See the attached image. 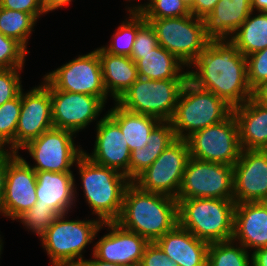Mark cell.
I'll use <instances>...</instances> for the list:
<instances>
[{
    "instance_id": "cell-1",
    "label": "cell",
    "mask_w": 267,
    "mask_h": 266,
    "mask_svg": "<svg viewBox=\"0 0 267 266\" xmlns=\"http://www.w3.org/2000/svg\"><path fill=\"white\" fill-rule=\"evenodd\" d=\"M192 65L196 71H188V79L232 108L252 97L247 59L230 40H210Z\"/></svg>"
},
{
    "instance_id": "cell-2",
    "label": "cell",
    "mask_w": 267,
    "mask_h": 266,
    "mask_svg": "<svg viewBox=\"0 0 267 266\" xmlns=\"http://www.w3.org/2000/svg\"><path fill=\"white\" fill-rule=\"evenodd\" d=\"M116 222L153 243L178 224V202L174 197L141 190L131 182Z\"/></svg>"
},
{
    "instance_id": "cell-3",
    "label": "cell",
    "mask_w": 267,
    "mask_h": 266,
    "mask_svg": "<svg viewBox=\"0 0 267 266\" xmlns=\"http://www.w3.org/2000/svg\"><path fill=\"white\" fill-rule=\"evenodd\" d=\"M85 199L99 220L119 219L124 193L131 181L115 169L96 164L83 153L77 160Z\"/></svg>"
},
{
    "instance_id": "cell-4",
    "label": "cell",
    "mask_w": 267,
    "mask_h": 266,
    "mask_svg": "<svg viewBox=\"0 0 267 266\" xmlns=\"http://www.w3.org/2000/svg\"><path fill=\"white\" fill-rule=\"evenodd\" d=\"M235 205L230 199H180L178 224L208 243L228 241L234 234Z\"/></svg>"
},
{
    "instance_id": "cell-5",
    "label": "cell",
    "mask_w": 267,
    "mask_h": 266,
    "mask_svg": "<svg viewBox=\"0 0 267 266\" xmlns=\"http://www.w3.org/2000/svg\"><path fill=\"white\" fill-rule=\"evenodd\" d=\"M231 112L232 107L222 98L188 79L170 122L176 138L186 140L194 132L224 120Z\"/></svg>"
},
{
    "instance_id": "cell-6",
    "label": "cell",
    "mask_w": 267,
    "mask_h": 266,
    "mask_svg": "<svg viewBox=\"0 0 267 266\" xmlns=\"http://www.w3.org/2000/svg\"><path fill=\"white\" fill-rule=\"evenodd\" d=\"M65 215H59L40 238L52 266H79L84 260L82 251L96 238L103 223L99 219L65 220Z\"/></svg>"
},
{
    "instance_id": "cell-7",
    "label": "cell",
    "mask_w": 267,
    "mask_h": 266,
    "mask_svg": "<svg viewBox=\"0 0 267 266\" xmlns=\"http://www.w3.org/2000/svg\"><path fill=\"white\" fill-rule=\"evenodd\" d=\"M188 79L151 80L138 77L116 103L131 112L171 121Z\"/></svg>"
},
{
    "instance_id": "cell-8",
    "label": "cell",
    "mask_w": 267,
    "mask_h": 266,
    "mask_svg": "<svg viewBox=\"0 0 267 266\" xmlns=\"http://www.w3.org/2000/svg\"><path fill=\"white\" fill-rule=\"evenodd\" d=\"M145 20L154 28L158 45L189 68L210 42L205 34L204 20L192 14L175 18H145Z\"/></svg>"
},
{
    "instance_id": "cell-9",
    "label": "cell",
    "mask_w": 267,
    "mask_h": 266,
    "mask_svg": "<svg viewBox=\"0 0 267 266\" xmlns=\"http://www.w3.org/2000/svg\"><path fill=\"white\" fill-rule=\"evenodd\" d=\"M186 140L190 157L201 161L233 166L242 152L239 127L233 112L224 120L194 132Z\"/></svg>"
},
{
    "instance_id": "cell-10",
    "label": "cell",
    "mask_w": 267,
    "mask_h": 266,
    "mask_svg": "<svg viewBox=\"0 0 267 266\" xmlns=\"http://www.w3.org/2000/svg\"><path fill=\"white\" fill-rule=\"evenodd\" d=\"M233 186V166L189 157L176 200L177 202L180 199L190 198L233 200Z\"/></svg>"
},
{
    "instance_id": "cell-11",
    "label": "cell",
    "mask_w": 267,
    "mask_h": 266,
    "mask_svg": "<svg viewBox=\"0 0 267 266\" xmlns=\"http://www.w3.org/2000/svg\"><path fill=\"white\" fill-rule=\"evenodd\" d=\"M189 157L187 140L177 138L133 183L141 190L176 198Z\"/></svg>"
},
{
    "instance_id": "cell-12",
    "label": "cell",
    "mask_w": 267,
    "mask_h": 266,
    "mask_svg": "<svg viewBox=\"0 0 267 266\" xmlns=\"http://www.w3.org/2000/svg\"><path fill=\"white\" fill-rule=\"evenodd\" d=\"M73 135L72 131L53 127L21 149L28 150L35 160V166H30L35 172L73 173L70 167L84 152L75 146Z\"/></svg>"
},
{
    "instance_id": "cell-13",
    "label": "cell",
    "mask_w": 267,
    "mask_h": 266,
    "mask_svg": "<svg viewBox=\"0 0 267 266\" xmlns=\"http://www.w3.org/2000/svg\"><path fill=\"white\" fill-rule=\"evenodd\" d=\"M43 79L57 90L92 95L104 103L108 97L97 50L78 56L49 72Z\"/></svg>"
},
{
    "instance_id": "cell-14",
    "label": "cell",
    "mask_w": 267,
    "mask_h": 266,
    "mask_svg": "<svg viewBox=\"0 0 267 266\" xmlns=\"http://www.w3.org/2000/svg\"><path fill=\"white\" fill-rule=\"evenodd\" d=\"M43 84L50 90L54 128L77 133L97 119L105 106L99 97L54 89L45 79Z\"/></svg>"
},
{
    "instance_id": "cell-15",
    "label": "cell",
    "mask_w": 267,
    "mask_h": 266,
    "mask_svg": "<svg viewBox=\"0 0 267 266\" xmlns=\"http://www.w3.org/2000/svg\"><path fill=\"white\" fill-rule=\"evenodd\" d=\"M233 177L236 204L267 201V150H242Z\"/></svg>"
},
{
    "instance_id": "cell-16",
    "label": "cell",
    "mask_w": 267,
    "mask_h": 266,
    "mask_svg": "<svg viewBox=\"0 0 267 266\" xmlns=\"http://www.w3.org/2000/svg\"><path fill=\"white\" fill-rule=\"evenodd\" d=\"M53 128L50 90L43 84L28 93L21 91V111L15 135V152Z\"/></svg>"
},
{
    "instance_id": "cell-17",
    "label": "cell",
    "mask_w": 267,
    "mask_h": 266,
    "mask_svg": "<svg viewBox=\"0 0 267 266\" xmlns=\"http://www.w3.org/2000/svg\"><path fill=\"white\" fill-rule=\"evenodd\" d=\"M36 172L25 159L16 155L9 163L3 199V214L15 220L37 202Z\"/></svg>"
},
{
    "instance_id": "cell-18",
    "label": "cell",
    "mask_w": 267,
    "mask_h": 266,
    "mask_svg": "<svg viewBox=\"0 0 267 266\" xmlns=\"http://www.w3.org/2000/svg\"><path fill=\"white\" fill-rule=\"evenodd\" d=\"M110 232L101 237L93 247V255L105 262L139 266L149 242L133 231L115 222H104Z\"/></svg>"
},
{
    "instance_id": "cell-19",
    "label": "cell",
    "mask_w": 267,
    "mask_h": 266,
    "mask_svg": "<svg viewBox=\"0 0 267 266\" xmlns=\"http://www.w3.org/2000/svg\"><path fill=\"white\" fill-rule=\"evenodd\" d=\"M92 155L83 152L96 164L117 170L129 179L131 151L120 127L107 115L97 122Z\"/></svg>"
},
{
    "instance_id": "cell-20",
    "label": "cell",
    "mask_w": 267,
    "mask_h": 266,
    "mask_svg": "<svg viewBox=\"0 0 267 266\" xmlns=\"http://www.w3.org/2000/svg\"><path fill=\"white\" fill-rule=\"evenodd\" d=\"M232 239L246 250L267 247V201L235 205Z\"/></svg>"
},
{
    "instance_id": "cell-21",
    "label": "cell",
    "mask_w": 267,
    "mask_h": 266,
    "mask_svg": "<svg viewBox=\"0 0 267 266\" xmlns=\"http://www.w3.org/2000/svg\"><path fill=\"white\" fill-rule=\"evenodd\" d=\"M179 266H207L209 243L179 224L155 242Z\"/></svg>"
},
{
    "instance_id": "cell-22",
    "label": "cell",
    "mask_w": 267,
    "mask_h": 266,
    "mask_svg": "<svg viewBox=\"0 0 267 266\" xmlns=\"http://www.w3.org/2000/svg\"><path fill=\"white\" fill-rule=\"evenodd\" d=\"M35 204L52 207L59 215L68 214L75 202L76 185L72 173L36 172Z\"/></svg>"
},
{
    "instance_id": "cell-23",
    "label": "cell",
    "mask_w": 267,
    "mask_h": 266,
    "mask_svg": "<svg viewBox=\"0 0 267 266\" xmlns=\"http://www.w3.org/2000/svg\"><path fill=\"white\" fill-rule=\"evenodd\" d=\"M252 13L251 0H219L205 17V34L210 40H227Z\"/></svg>"
},
{
    "instance_id": "cell-24",
    "label": "cell",
    "mask_w": 267,
    "mask_h": 266,
    "mask_svg": "<svg viewBox=\"0 0 267 266\" xmlns=\"http://www.w3.org/2000/svg\"><path fill=\"white\" fill-rule=\"evenodd\" d=\"M242 150H267V106L252 97L232 108Z\"/></svg>"
},
{
    "instance_id": "cell-25",
    "label": "cell",
    "mask_w": 267,
    "mask_h": 266,
    "mask_svg": "<svg viewBox=\"0 0 267 266\" xmlns=\"http://www.w3.org/2000/svg\"><path fill=\"white\" fill-rule=\"evenodd\" d=\"M96 50L105 90L116 102L138 79L136 63L129 56L109 54L101 47Z\"/></svg>"
},
{
    "instance_id": "cell-26",
    "label": "cell",
    "mask_w": 267,
    "mask_h": 266,
    "mask_svg": "<svg viewBox=\"0 0 267 266\" xmlns=\"http://www.w3.org/2000/svg\"><path fill=\"white\" fill-rule=\"evenodd\" d=\"M130 58L136 63L138 77L151 80L188 79V72L182 73L181 70L184 64L160 45L147 54H131Z\"/></svg>"
},
{
    "instance_id": "cell-27",
    "label": "cell",
    "mask_w": 267,
    "mask_h": 266,
    "mask_svg": "<svg viewBox=\"0 0 267 266\" xmlns=\"http://www.w3.org/2000/svg\"><path fill=\"white\" fill-rule=\"evenodd\" d=\"M176 139L172 123L170 121H160L151 131L147 145L131 152L129 180L133 182Z\"/></svg>"
},
{
    "instance_id": "cell-28",
    "label": "cell",
    "mask_w": 267,
    "mask_h": 266,
    "mask_svg": "<svg viewBox=\"0 0 267 266\" xmlns=\"http://www.w3.org/2000/svg\"><path fill=\"white\" fill-rule=\"evenodd\" d=\"M107 115L120 127L131 152L147 145L151 131L160 122L156 117L128 111L117 103Z\"/></svg>"
},
{
    "instance_id": "cell-29",
    "label": "cell",
    "mask_w": 267,
    "mask_h": 266,
    "mask_svg": "<svg viewBox=\"0 0 267 266\" xmlns=\"http://www.w3.org/2000/svg\"><path fill=\"white\" fill-rule=\"evenodd\" d=\"M228 38L245 56L267 48V12L259 11L257 16H251Z\"/></svg>"
},
{
    "instance_id": "cell-30",
    "label": "cell",
    "mask_w": 267,
    "mask_h": 266,
    "mask_svg": "<svg viewBox=\"0 0 267 266\" xmlns=\"http://www.w3.org/2000/svg\"><path fill=\"white\" fill-rule=\"evenodd\" d=\"M36 21L31 14L0 7V33L15 39L26 50Z\"/></svg>"
},
{
    "instance_id": "cell-31",
    "label": "cell",
    "mask_w": 267,
    "mask_h": 266,
    "mask_svg": "<svg viewBox=\"0 0 267 266\" xmlns=\"http://www.w3.org/2000/svg\"><path fill=\"white\" fill-rule=\"evenodd\" d=\"M234 240L213 242L208 245L207 266H252L249 252Z\"/></svg>"
},
{
    "instance_id": "cell-32",
    "label": "cell",
    "mask_w": 267,
    "mask_h": 266,
    "mask_svg": "<svg viewBox=\"0 0 267 266\" xmlns=\"http://www.w3.org/2000/svg\"><path fill=\"white\" fill-rule=\"evenodd\" d=\"M128 20L122 22L117 32L112 35L114 41L108 47H101L105 52L114 55L131 56L137 30L146 22L140 12H131Z\"/></svg>"
},
{
    "instance_id": "cell-33",
    "label": "cell",
    "mask_w": 267,
    "mask_h": 266,
    "mask_svg": "<svg viewBox=\"0 0 267 266\" xmlns=\"http://www.w3.org/2000/svg\"><path fill=\"white\" fill-rule=\"evenodd\" d=\"M128 9L129 13L140 12L144 18H175L191 15L190 9L181 0H151L145 5L138 4Z\"/></svg>"
},
{
    "instance_id": "cell-34",
    "label": "cell",
    "mask_w": 267,
    "mask_h": 266,
    "mask_svg": "<svg viewBox=\"0 0 267 266\" xmlns=\"http://www.w3.org/2000/svg\"><path fill=\"white\" fill-rule=\"evenodd\" d=\"M21 111V93L0 106V141L15 152V135Z\"/></svg>"
},
{
    "instance_id": "cell-35",
    "label": "cell",
    "mask_w": 267,
    "mask_h": 266,
    "mask_svg": "<svg viewBox=\"0 0 267 266\" xmlns=\"http://www.w3.org/2000/svg\"><path fill=\"white\" fill-rule=\"evenodd\" d=\"M58 216L59 214L52 207L35 204L16 219H19L21 223L27 226L26 228L41 237Z\"/></svg>"
},
{
    "instance_id": "cell-36",
    "label": "cell",
    "mask_w": 267,
    "mask_h": 266,
    "mask_svg": "<svg viewBox=\"0 0 267 266\" xmlns=\"http://www.w3.org/2000/svg\"><path fill=\"white\" fill-rule=\"evenodd\" d=\"M27 52L15 39L0 33V69L22 68Z\"/></svg>"
},
{
    "instance_id": "cell-37",
    "label": "cell",
    "mask_w": 267,
    "mask_h": 266,
    "mask_svg": "<svg viewBox=\"0 0 267 266\" xmlns=\"http://www.w3.org/2000/svg\"><path fill=\"white\" fill-rule=\"evenodd\" d=\"M18 70L22 68L0 69V106L16 98L23 90Z\"/></svg>"
},
{
    "instance_id": "cell-38",
    "label": "cell",
    "mask_w": 267,
    "mask_h": 266,
    "mask_svg": "<svg viewBox=\"0 0 267 266\" xmlns=\"http://www.w3.org/2000/svg\"><path fill=\"white\" fill-rule=\"evenodd\" d=\"M248 83L253 90L261 82L267 80V48L246 57Z\"/></svg>"
},
{
    "instance_id": "cell-39",
    "label": "cell",
    "mask_w": 267,
    "mask_h": 266,
    "mask_svg": "<svg viewBox=\"0 0 267 266\" xmlns=\"http://www.w3.org/2000/svg\"><path fill=\"white\" fill-rule=\"evenodd\" d=\"M158 46L154 28L145 22L138 30L131 54H147Z\"/></svg>"
},
{
    "instance_id": "cell-40",
    "label": "cell",
    "mask_w": 267,
    "mask_h": 266,
    "mask_svg": "<svg viewBox=\"0 0 267 266\" xmlns=\"http://www.w3.org/2000/svg\"><path fill=\"white\" fill-rule=\"evenodd\" d=\"M139 266H179L171 260L155 243H149L143 253Z\"/></svg>"
},
{
    "instance_id": "cell-41",
    "label": "cell",
    "mask_w": 267,
    "mask_h": 266,
    "mask_svg": "<svg viewBox=\"0 0 267 266\" xmlns=\"http://www.w3.org/2000/svg\"><path fill=\"white\" fill-rule=\"evenodd\" d=\"M0 7L31 14L36 20L45 14L41 0H0Z\"/></svg>"
},
{
    "instance_id": "cell-42",
    "label": "cell",
    "mask_w": 267,
    "mask_h": 266,
    "mask_svg": "<svg viewBox=\"0 0 267 266\" xmlns=\"http://www.w3.org/2000/svg\"><path fill=\"white\" fill-rule=\"evenodd\" d=\"M17 152L8 151L5 155L0 157V213L3 214V199L5 192V182L8 163L17 155Z\"/></svg>"
},
{
    "instance_id": "cell-43",
    "label": "cell",
    "mask_w": 267,
    "mask_h": 266,
    "mask_svg": "<svg viewBox=\"0 0 267 266\" xmlns=\"http://www.w3.org/2000/svg\"><path fill=\"white\" fill-rule=\"evenodd\" d=\"M219 0H193L190 12L198 18H205L215 7Z\"/></svg>"
},
{
    "instance_id": "cell-44",
    "label": "cell",
    "mask_w": 267,
    "mask_h": 266,
    "mask_svg": "<svg viewBox=\"0 0 267 266\" xmlns=\"http://www.w3.org/2000/svg\"><path fill=\"white\" fill-rule=\"evenodd\" d=\"M252 98L258 103L267 106V80L261 82L253 89Z\"/></svg>"
},
{
    "instance_id": "cell-45",
    "label": "cell",
    "mask_w": 267,
    "mask_h": 266,
    "mask_svg": "<svg viewBox=\"0 0 267 266\" xmlns=\"http://www.w3.org/2000/svg\"><path fill=\"white\" fill-rule=\"evenodd\" d=\"M252 266H267V247L254 250L251 255Z\"/></svg>"
},
{
    "instance_id": "cell-46",
    "label": "cell",
    "mask_w": 267,
    "mask_h": 266,
    "mask_svg": "<svg viewBox=\"0 0 267 266\" xmlns=\"http://www.w3.org/2000/svg\"><path fill=\"white\" fill-rule=\"evenodd\" d=\"M72 0H41L45 13L68 5Z\"/></svg>"
},
{
    "instance_id": "cell-47",
    "label": "cell",
    "mask_w": 267,
    "mask_h": 266,
    "mask_svg": "<svg viewBox=\"0 0 267 266\" xmlns=\"http://www.w3.org/2000/svg\"><path fill=\"white\" fill-rule=\"evenodd\" d=\"M93 260H83L79 266H130V265H124V264H116L111 262H105L98 258H96L93 255Z\"/></svg>"
},
{
    "instance_id": "cell-48",
    "label": "cell",
    "mask_w": 267,
    "mask_h": 266,
    "mask_svg": "<svg viewBox=\"0 0 267 266\" xmlns=\"http://www.w3.org/2000/svg\"><path fill=\"white\" fill-rule=\"evenodd\" d=\"M252 2V11L254 12V9L258 12L264 11L267 12V0H251Z\"/></svg>"
},
{
    "instance_id": "cell-49",
    "label": "cell",
    "mask_w": 267,
    "mask_h": 266,
    "mask_svg": "<svg viewBox=\"0 0 267 266\" xmlns=\"http://www.w3.org/2000/svg\"><path fill=\"white\" fill-rule=\"evenodd\" d=\"M189 9L192 8L193 0H181Z\"/></svg>"
},
{
    "instance_id": "cell-50",
    "label": "cell",
    "mask_w": 267,
    "mask_h": 266,
    "mask_svg": "<svg viewBox=\"0 0 267 266\" xmlns=\"http://www.w3.org/2000/svg\"><path fill=\"white\" fill-rule=\"evenodd\" d=\"M3 147L4 145L0 141V157L5 155L8 152V150L4 149Z\"/></svg>"
},
{
    "instance_id": "cell-51",
    "label": "cell",
    "mask_w": 267,
    "mask_h": 266,
    "mask_svg": "<svg viewBox=\"0 0 267 266\" xmlns=\"http://www.w3.org/2000/svg\"><path fill=\"white\" fill-rule=\"evenodd\" d=\"M3 244H2V240H1V237H0V255H1V252H2V246Z\"/></svg>"
}]
</instances>
